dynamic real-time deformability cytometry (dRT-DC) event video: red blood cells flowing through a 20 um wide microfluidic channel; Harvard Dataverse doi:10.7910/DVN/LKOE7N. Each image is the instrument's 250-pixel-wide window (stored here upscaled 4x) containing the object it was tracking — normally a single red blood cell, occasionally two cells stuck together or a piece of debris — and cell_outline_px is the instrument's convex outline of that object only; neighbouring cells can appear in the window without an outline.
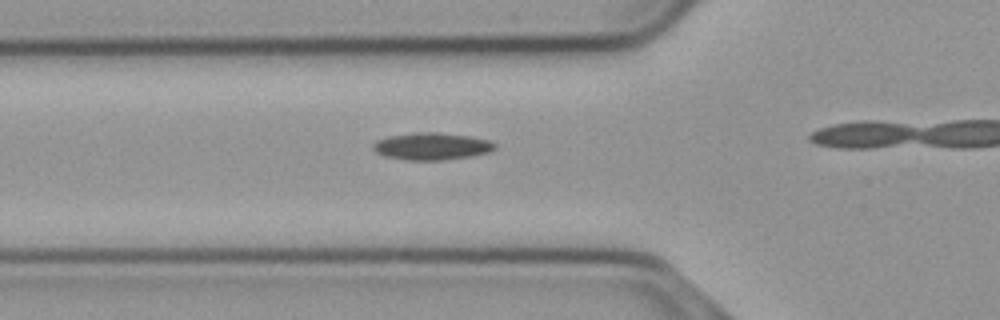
{"species": "common noctule bat (a hibernating species)", "species_latin": "Nyctalus noctula", "temperature_condition": "cold", "stored_images_in_passage": 17, "camera_frame_rate_fps": 3000, "um_per_image_px": 0.085, "animal": {"sex": "male", "body_mass_g": 23.1, "forearm_length_mm": 52.7}, "frame": {"image": 1, "passage_image": 12, "time_ms": 3.667, "image_size_px": [1000, 320], "cell_outline_px": [[496, 148], [488, 152], [468, 156], [440, 160], [408, 160], [384, 156], [376, 152], [372, 148], [372, 144], [376, 140], [388, 136], [428, 132], [436, 132], [468, 136], [488, 140], [496, 144]], "centroid_in_image_um": [36.66, 12.43], "position_along_channel_um": 89.1, "area_um2": 18.96}}
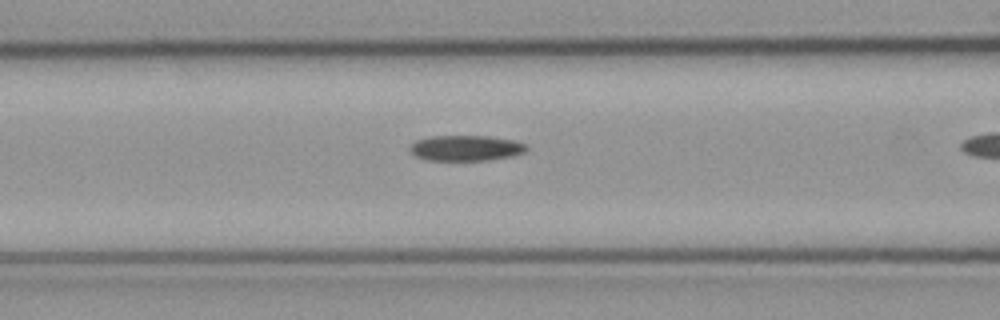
{"frame": {"image": 2, "passage_image": 15, "time_ms": 4.667, "image_size_px": [1000, 320], "cell_outline_px": [[528, 148], [524, 152], [512, 156], [488, 160], [428, 160], [416, 156], [408, 148], [416, 140], [432, 136], [488, 136], [512, 140], [528, 144]], "centroid_in_image_um": [39.62, 12.58], "position_along_channel_um": 127.0, "area_um2": 17.28}}